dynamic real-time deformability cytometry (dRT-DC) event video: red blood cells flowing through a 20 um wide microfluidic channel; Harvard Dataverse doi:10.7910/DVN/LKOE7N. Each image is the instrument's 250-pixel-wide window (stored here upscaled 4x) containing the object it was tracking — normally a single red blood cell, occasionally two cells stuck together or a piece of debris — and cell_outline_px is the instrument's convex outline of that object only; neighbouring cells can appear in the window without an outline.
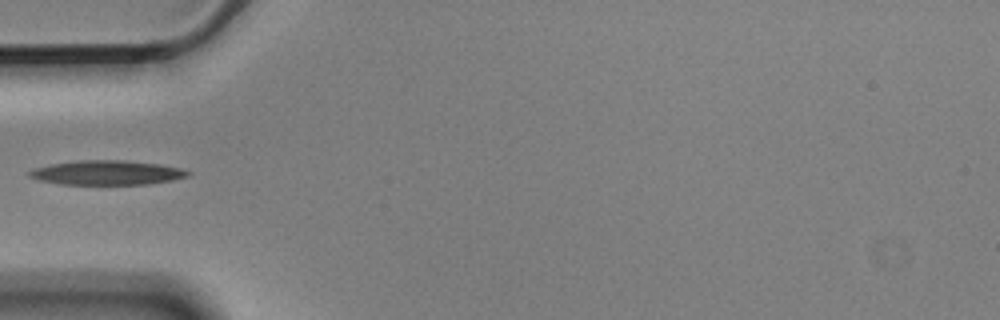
{"species": "Egyptian fruit bat (a non-hibernating species)", "species_latin": "Rousettus aegyptiacus", "temperature_condition": "cold", "stored_images_in_passage": 4, "camera_frame_rate_fps": 3000, "um_per_image_px": 0.085, "animal": {"sex": "male"}, "frame": {"image": 1, "passage_image": 4, "time_ms": 1.0, "image_size_px": [1000, 320], "cell_outline_px": [[192, 172], [188, 176], [172, 180], [148, 184], [60, 184], [40, 180], [28, 176], [28, 172], [32, 168], [52, 164], [80, 160], [124, 160], [160, 164], [180, 168]], "centroid_in_image_um": [9.09, 14.67], "position_along_channel_um": 75.9, "area_um2": 22.48}}